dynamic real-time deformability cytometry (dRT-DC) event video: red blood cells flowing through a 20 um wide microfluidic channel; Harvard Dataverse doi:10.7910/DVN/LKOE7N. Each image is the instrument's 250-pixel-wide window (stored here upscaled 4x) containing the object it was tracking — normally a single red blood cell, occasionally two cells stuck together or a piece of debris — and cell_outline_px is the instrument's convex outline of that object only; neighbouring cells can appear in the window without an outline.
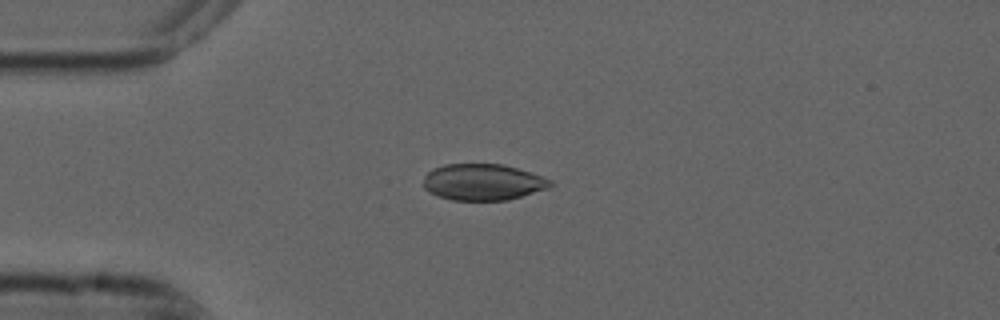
{"species": "common noctule bat (a hibernating species)", "species_latin": "Nyctalus noctula", "temperature_condition": "cold", "stored_images_in_passage": 1, "camera_frame_rate_fps": 3000, "um_per_image_px": 0.085, "animal": {"sex": "male", "forearm_length_mm": 52.5}, "frame": {"image": 1, "passage_image": 1, "time_ms": 0.0, "image_size_px": [1000, 320], "cell_outline_px": [[556, 184], [548, 188], [508, 200], [452, 200], [428, 192], [424, 188], [424, 176], [432, 168], [444, 164], [500, 164], [516, 168], [552, 180]], "centroid_in_image_um": [41.03, 15.48], "position_along_channel_um": 44.0, "area_um2": 26.82}}